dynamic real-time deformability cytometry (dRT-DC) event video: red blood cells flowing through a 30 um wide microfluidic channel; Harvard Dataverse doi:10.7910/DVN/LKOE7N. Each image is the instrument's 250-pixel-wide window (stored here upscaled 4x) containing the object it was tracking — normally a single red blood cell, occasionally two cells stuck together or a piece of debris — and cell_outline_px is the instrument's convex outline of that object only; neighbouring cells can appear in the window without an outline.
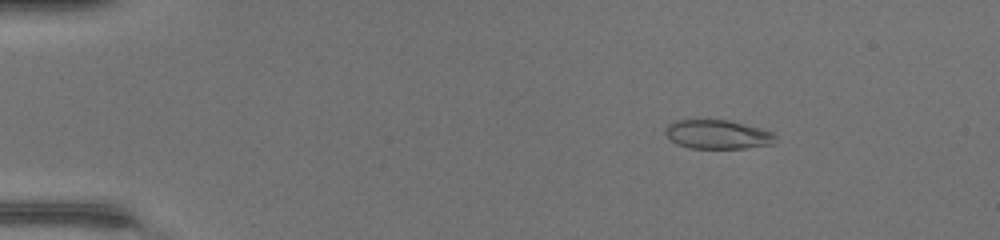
{"species": "common noctule bat (a hibernating species)", "species_latin": "Nyctalus noctula", "temperature_condition": "warm", "stored_images_in_passage": 42, "camera_frame_rate_fps": 3000, "um_per_image_px": 0.085, "animal": {"sex": "female", "body_mass_g": 17.0, "forearm_length_mm": 48.0}, "frame": {"image": 1, "passage_image": 2, "time_ms": 0.333, "image_size_px": [1000, 240], "cell_outline_px": [[776, 140], [772, 144], [744, 148], [692, 148], [676, 144], [664, 132], [664, 128], [672, 120], [728, 120], [744, 124], [772, 132], [776, 136]], "centroid_in_image_um": [60.96, 11.42], "position_along_channel_um": 24.0, "area_um2": 18.5}}
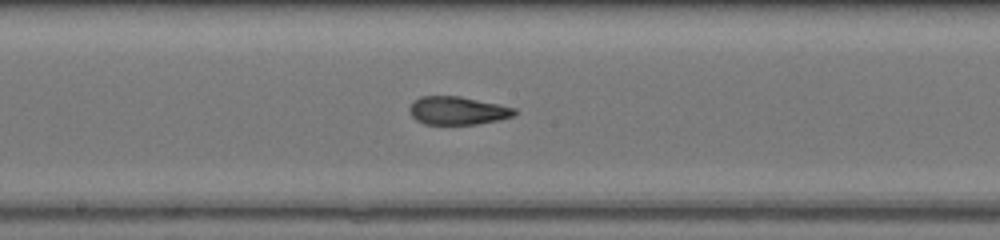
{"frame": {"image": 2, "passage_image": 21, "time_ms": 6.667, "image_size_px": [1000, 240], "cell_outline_px": [[520, 112], [516, 116], [500, 120], [476, 124], [424, 124], [416, 120], [412, 116], [408, 108], [420, 96], [460, 96], [500, 104], [516, 108]], "centroid_in_image_um": [38.97, 9.4], "position_along_channel_um": 209.2, "area_um2": 17.46}}
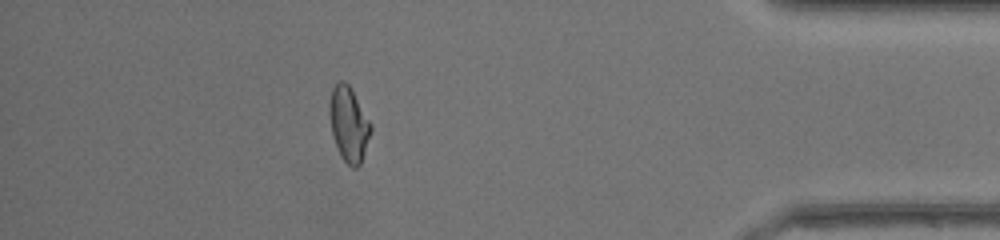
{"frame": {"image": 3, "passage_image": 37, "time_ms": 12.0, "image_size_px": [1000, 240], "cell_outline_px": [[372, 132], [360, 164], [356, 168], [352, 168], [340, 156], [332, 136], [328, 112], [328, 108], [332, 88], [340, 80], [344, 80], [348, 84], [372, 124]], "centroid_in_image_um": [29.63, 10.56], "position_along_channel_um": 405.6, "area_um2": 18.15}, "authors_computed_cell_mechanics": {"area_um2": 17.7735, "velocity_mm_per_s": 4.4649, "shape_relaxation_time_tau1_ms": 10.1627, "shape_relaxation_time_tau2_ms": 1.078, "deformation_change_tau1": 0.3419, "deformation_change_tau2": 0.0731}}